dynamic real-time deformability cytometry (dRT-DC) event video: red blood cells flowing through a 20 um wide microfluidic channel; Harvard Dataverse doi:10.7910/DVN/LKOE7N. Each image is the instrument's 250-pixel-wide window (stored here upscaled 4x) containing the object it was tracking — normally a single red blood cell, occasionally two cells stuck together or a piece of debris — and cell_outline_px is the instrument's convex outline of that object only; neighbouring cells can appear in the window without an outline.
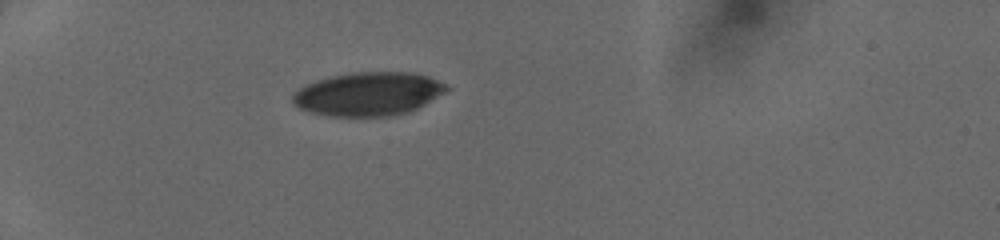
{"species": "human", "species_latin": "Homo sapiens", "temperature_condition": "cold", "stored_images_in_passage": 34, "camera_frame_rate_fps": 3000, "um_per_image_px": 0.085, "donor": {"sex": "female"}, "frame": {"image": 1, "passage_image": 1, "time_ms": 0.0, "image_size_px": [1000, 240], "cell_outline_px": [[452, 88], [424, 104], [408, 112], [392, 116], [332, 116], [312, 112], [300, 108], [292, 104], [292, 96], [304, 84], [332, 76], [352, 72], [412, 72], [428, 76]], "centroid_in_image_um": [31.3, 7.98], "position_along_channel_um": 53.7, "area_um2": 38.84}}
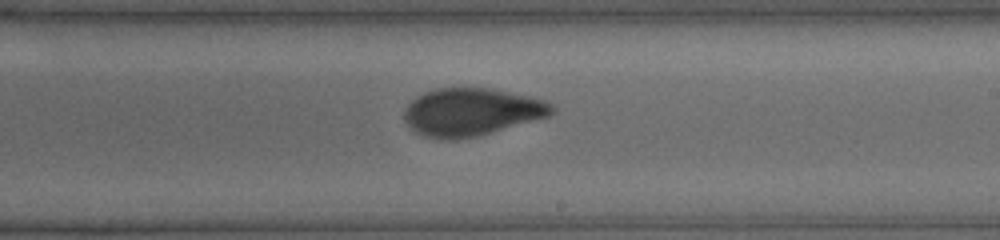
{"frame": {"image": 2, "passage_image": 17, "time_ms": 5.333, "image_size_px": [1000, 240], "cell_outline_px": [[556, 112], [548, 116], [476, 136], [456, 140], [440, 140], [424, 136], [416, 132], [404, 120], [404, 108], [416, 96], [424, 92], [436, 88], [492, 88], [528, 96], [544, 100], [552, 104], [556, 108]], "centroid_in_image_um": [40.05, 9.51], "position_along_channel_um": 249.0, "area_um2": 40.98}}
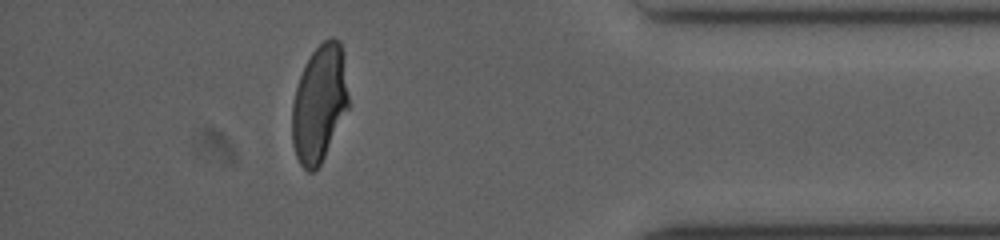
{"frame": {"image": 3, "passage_image": 30, "time_ms": 9.667, "image_size_px": [1000, 240], "cell_outline_px": [[348, 108], [320, 164], [312, 172], [308, 172], [300, 164], [296, 156], [292, 144], [292, 104], [296, 88], [304, 64], [312, 52], [324, 40], [332, 36], [340, 40], [348, 92]], "centroid_in_image_um": [27.12, 8.79], "position_along_channel_um": 408.1, "area_um2": 38.15}}